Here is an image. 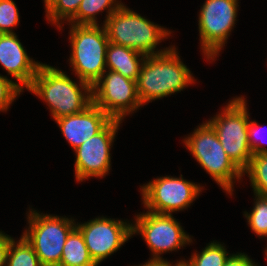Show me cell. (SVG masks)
Segmentation results:
<instances>
[{
  "mask_svg": "<svg viewBox=\"0 0 267 266\" xmlns=\"http://www.w3.org/2000/svg\"><path fill=\"white\" fill-rule=\"evenodd\" d=\"M79 83L78 86L62 70L41 63L27 90L46 102L57 120L82 112L93 103L92 86L80 79Z\"/></svg>",
  "mask_w": 267,
  "mask_h": 266,
  "instance_id": "1",
  "label": "cell"
},
{
  "mask_svg": "<svg viewBox=\"0 0 267 266\" xmlns=\"http://www.w3.org/2000/svg\"><path fill=\"white\" fill-rule=\"evenodd\" d=\"M174 46L164 53L146 56L136 81L142 106L195 83L194 76L181 61Z\"/></svg>",
  "mask_w": 267,
  "mask_h": 266,
  "instance_id": "2",
  "label": "cell"
},
{
  "mask_svg": "<svg viewBox=\"0 0 267 266\" xmlns=\"http://www.w3.org/2000/svg\"><path fill=\"white\" fill-rule=\"evenodd\" d=\"M103 26L109 42L134 49L146 56L164 53L169 49L166 47L155 51L161 40L170 36V30L148 21L124 4L104 21Z\"/></svg>",
  "mask_w": 267,
  "mask_h": 266,
  "instance_id": "3",
  "label": "cell"
},
{
  "mask_svg": "<svg viewBox=\"0 0 267 266\" xmlns=\"http://www.w3.org/2000/svg\"><path fill=\"white\" fill-rule=\"evenodd\" d=\"M184 143L201 167L232 195L233 180L241 179L243 171L226 154L213 127L206 121L185 138Z\"/></svg>",
  "mask_w": 267,
  "mask_h": 266,
  "instance_id": "4",
  "label": "cell"
},
{
  "mask_svg": "<svg viewBox=\"0 0 267 266\" xmlns=\"http://www.w3.org/2000/svg\"><path fill=\"white\" fill-rule=\"evenodd\" d=\"M72 52L70 64L77 77L93 86L106 69V50L109 44L105 27L71 24Z\"/></svg>",
  "mask_w": 267,
  "mask_h": 266,
  "instance_id": "5",
  "label": "cell"
},
{
  "mask_svg": "<svg viewBox=\"0 0 267 266\" xmlns=\"http://www.w3.org/2000/svg\"><path fill=\"white\" fill-rule=\"evenodd\" d=\"M244 96L234 97L221 113L207 122L215 130L226 154L243 171L251 160L249 114Z\"/></svg>",
  "mask_w": 267,
  "mask_h": 266,
  "instance_id": "6",
  "label": "cell"
},
{
  "mask_svg": "<svg viewBox=\"0 0 267 266\" xmlns=\"http://www.w3.org/2000/svg\"><path fill=\"white\" fill-rule=\"evenodd\" d=\"M27 216L29 227L22 236L32 246L42 266H59L64 244L76 223L72 218L39 214L33 209Z\"/></svg>",
  "mask_w": 267,
  "mask_h": 266,
  "instance_id": "7",
  "label": "cell"
},
{
  "mask_svg": "<svg viewBox=\"0 0 267 266\" xmlns=\"http://www.w3.org/2000/svg\"><path fill=\"white\" fill-rule=\"evenodd\" d=\"M238 0H206L199 13L201 49L207 60H213L225 46L236 24ZM224 45V46H223Z\"/></svg>",
  "mask_w": 267,
  "mask_h": 266,
  "instance_id": "8",
  "label": "cell"
},
{
  "mask_svg": "<svg viewBox=\"0 0 267 266\" xmlns=\"http://www.w3.org/2000/svg\"><path fill=\"white\" fill-rule=\"evenodd\" d=\"M142 200L148 211L172 215L186 209L200 195L202 187L191 181L172 176L156 178L141 186Z\"/></svg>",
  "mask_w": 267,
  "mask_h": 266,
  "instance_id": "9",
  "label": "cell"
},
{
  "mask_svg": "<svg viewBox=\"0 0 267 266\" xmlns=\"http://www.w3.org/2000/svg\"><path fill=\"white\" fill-rule=\"evenodd\" d=\"M132 235L139 233L152 251V260H162L161 254L175 251L192 242L172 215L147 211L135 216Z\"/></svg>",
  "mask_w": 267,
  "mask_h": 266,
  "instance_id": "10",
  "label": "cell"
},
{
  "mask_svg": "<svg viewBox=\"0 0 267 266\" xmlns=\"http://www.w3.org/2000/svg\"><path fill=\"white\" fill-rule=\"evenodd\" d=\"M92 95L93 103L97 107L112 119L121 121L142 106L137 94L136 81L111 70L105 71L92 86Z\"/></svg>",
  "mask_w": 267,
  "mask_h": 266,
  "instance_id": "11",
  "label": "cell"
},
{
  "mask_svg": "<svg viewBox=\"0 0 267 266\" xmlns=\"http://www.w3.org/2000/svg\"><path fill=\"white\" fill-rule=\"evenodd\" d=\"M121 122L112 119L99 133L74 150L77 181L82 182L89 177L102 178L108 174L111 166L110 149Z\"/></svg>",
  "mask_w": 267,
  "mask_h": 266,
  "instance_id": "12",
  "label": "cell"
},
{
  "mask_svg": "<svg viewBox=\"0 0 267 266\" xmlns=\"http://www.w3.org/2000/svg\"><path fill=\"white\" fill-rule=\"evenodd\" d=\"M83 235L93 261L98 265L112 253L117 252L132 236V223L98 217L83 224H76Z\"/></svg>",
  "mask_w": 267,
  "mask_h": 266,
  "instance_id": "13",
  "label": "cell"
},
{
  "mask_svg": "<svg viewBox=\"0 0 267 266\" xmlns=\"http://www.w3.org/2000/svg\"><path fill=\"white\" fill-rule=\"evenodd\" d=\"M111 120L108 114L92 103L82 112L61 117L55 121L65 139L75 150L99 133Z\"/></svg>",
  "mask_w": 267,
  "mask_h": 266,
  "instance_id": "14",
  "label": "cell"
},
{
  "mask_svg": "<svg viewBox=\"0 0 267 266\" xmlns=\"http://www.w3.org/2000/svg\"><path fill=\"white\" fill-rule=\"evenodd\" d=\"M0 64L8 75L20 82L19 87L24 90L32 84L41 63L27 55L15 33H3L0 34Z\"/></svg>",
  "mask_w": 267,
  "mask_h": 266,
  "instance_id": "15",
  "label": "cell"
},
{
  "mask_svg": "<svg viewBox=\"0 0 267 266\" xmlns=\"http://www.w3.org/2000/svg\"><path fill=\"white\" fill-rule=\"evenodd\" d=\"M145 57L146 55L134 49L109 42L106 50V68L137 81Z\"/></svg>",
  "mask_w": 267,
  "mask_h": 266,
  "instance_id": "16",
  "label": "cell"
},
{
  "mask_svg": "<svg viewBox=\"0 0 267 266\" xmlns=\"http://www.w3.org/2000/svg\"><path fill=\"white\" fill-rule=\"evenodd\" d=\"M59 266H98L91 258L83 235L77 227L67 237Z\"/></svg>",
  "mask_w": 267,
  "mask_h": 266,
  "instance_id": "17",
  "label": "cell"
},
{
  "mask_svg": "<svg viewBox=\"0 0 267 266\" xmlns=\"http://www.w3.org/2000/svg\"><path fill=\"white\" fill-rule=\"evenodd\" d=\"M123 3L116 0H82L77 14L69 21L76 25H98L96 15L107 10L106 19L114 13Z\"/></svg>",
  "mask_w": 267,
  "mask_h": 266,
  "instance_id": "18",
  "label": "cell"
},
{
  "mask_svg": "<svg viewBox=\"0 0 267 266\" xmlns=\"http://www.w3.org/2000/svg\"><path fill=\"white\" fill-rule=\"evenodd\" d=\"M223 244L209 243L202 252L193 253L189 261H179L181 266H224L230 255Z\"/></svg>",
  "mask_w": 267,
  "mask_h": 266,
  "instance_id": "19",
  "label": "cell"
},
{
  "mask_svg": "<svg viewBox=\"0 0 267 266\" xmlns=\"http://www.w3.org/2000/svg\"><path fill=\"white\" fill-rule=\"evenodd\" d=\"M6 266H42V264L32 246L22 236L19 241L11 240Z\"/></svg>",
  "mask_w": 267,
  "mask_h": 266,
  "instance_id": "20",
  "label": "cell"
},
{
  "mask_svg": "<svg viewBox=\"0 0 267 266\" xmlns=\"http://www.w3.org/2000/svg\"><path fill=\"white\" fill-rule=\"evenodd\" d=\"M245 173H248L254 194L267 196V153L253 155L243 170V175Z\"/></svg>",
  "mask_w": 267,
  "mask_h": 266,
  "instance_id": "21",
  "label": "cell"
},
{
  "mask_svg": "<svg viewBox=\"0 0 267 266\" xmlns=\"http://www.w3.org/2000/svg\"><path fill=\"white\" fill-rule=\"evenodd\" d=\"M82 0H51L46 6V18L61 29L62 20L70 21L76 14Z\"/></svg>",
  "mask_w": 267,
  "mask_h": 266,
  "instance_id": "22",
  "label": "cell"
},
{
  "mask_svg": "<svg viewBox=\"0 0 267 266\" xmlns=\"http://www.w3.org/2000/svg\"><path fill=\"white\" fill-rule=\"evenodd\" d=\"M254 195L256 201L253 210L250 213L245 212L244 216L257 236L267 237V196Z\"/></svg>",
  "mask_w": 267,
  "mask_h": 266,
  "instance_id": "23",
  "label": "cell"
},
{
  "mask_svg": "<svg viewBox=\"0 0 267 266\" xmlns=\"http://www.w3.org/2000/svg\"><path fill=\"white\" fill-rule=\"evenodd\" d=\"M19 11L13 0H0V34L14 33L13 27L19 23Z\"/></svg>",
  "mask_w": 267,
  "mask_h": 266,
  "instance_id": "24",
  "label": "cell"
},
{
  "mask_svg": "<svg viewBox=\"0 0 267 266\" xmlns=\"http://www.w3.org/2000/svg\"><path fill=\"white\" fill-rule=\"evenodd\" d=\"M23 92L16 83L0 75V111H7L11 103Z\"/></svg>",
  "mask_w": 267,
  "mask_h": 266,
  "instance_id": "25",
  "label": "cell"
},
{
  "mask_svg": "<svg viewBox=\"0 0 267 266\" xmlns=\"http://www.w3.org/2000/svg\"><path fill=\"white\" fill-rule=\"evenodd\" d=\"M258 125L256 121H250L248 125V137L252 155L267 153V149L262 147V142H257L256 137L259 135Z\"/></svg>",
  "mask_w": 267,
  "mask_h": 266,
  "instance_id": "26",
  "label": "cell"
},
{
  "mask_svg": "<svg viewBox=\"0 0 267 266\" xmlns=\"http://www.w3.org/2000/svg\"><path fill=\"white\" fill-rule=\"evenodd\" d=\"M224 266H258L245 253L231 254Z\"/></svg>",
  "mask_w": 267,
  "mask_h": 266,
  "instance_id": "27",
  "label": "cell"
},
{
  "mask_svg": "<svg viewBox=\"0 0 267 266\" xmlns=\"http://www.w3.org/2000/svg\"><path fill=\"white\" fill-rule=\"evenodd\" d=\"M13 238L0 231V266H6L7 253Z\"/></svg>",
  "mask_w": 267,
  "mask_h": 266,
  "instance_id": "28",
  "label": "cell"
},
{
  "mask_svg": "<svg viewBox=\"0 0 267 266\" xmlns=\"http://www.w3.org/2000/svg\"><path fill=\"white\" fill-rule=\"evenodd\" d=\"M139 266H181L179 263H176L174 265H172L170 262H168L167 260H148L145 264L143 265H139Z\"/></svg>",
  "mask_w": 267,
  "mask_h": 266,
  "instance_id": "29",
  "label": "cell"
},
{
  "mask_svg": "<svg viewBox=\"0 0 267 266\" xmlns=\"http://www.w3.org/2000/svg\"><path fill=\"white\" fill-rule=\"evenodd\" d=\"M51 0H44V5L46 6Z\"/></svg>",
  "mask_w": 267,
  "mask_h": 266,
  "instance_id": "30",
  "label": "cell"
},
{
  "mask_svg": "<svg viewBox=\"0 0 267 266\" xmlns=\"http://www.w3.org/2000/svg\"><path fill=\"white\" fill-rule=\"evenodd\" d=\"M265 252H266L265 255H266V258H267V247H266V249H265Z\"/></svg>",
  "mask_w": 267,
  "mask_h": 266,
  "instance_id": "31",
  "label": "cell"
}]
</instances>
